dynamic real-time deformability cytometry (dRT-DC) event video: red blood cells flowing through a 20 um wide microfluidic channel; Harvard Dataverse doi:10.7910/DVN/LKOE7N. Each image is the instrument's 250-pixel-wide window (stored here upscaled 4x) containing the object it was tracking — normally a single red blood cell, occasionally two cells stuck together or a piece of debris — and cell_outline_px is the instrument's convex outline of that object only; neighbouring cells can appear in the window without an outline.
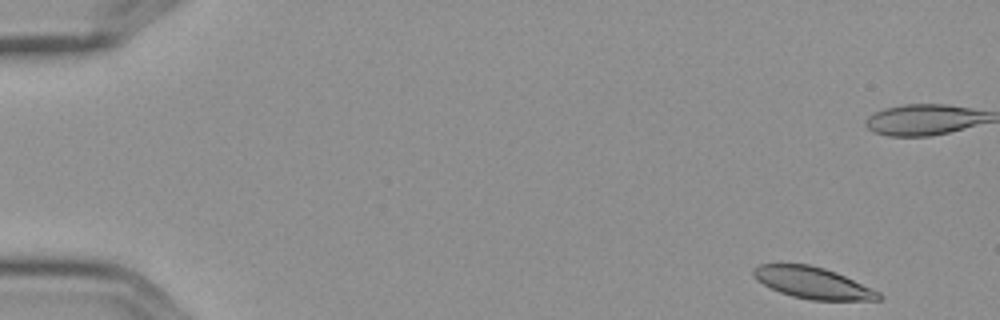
{"species": "Egyptian fruit bat (a non-hibernating species)", "species_latin": "Rousettus aegyptiacus", "temperature_condition": "cold", "stored_images_in_passage": 8, "camera_frame_rate_fps": 3000, "um_per_image_px": 0.085, "frame": {"image": 1, "passage_image": 1, "time_ms": 0.0, "image_size_px": [1000, 320], "cell_outline_px": [[884, 296], [880, 300], [812, 300], [792, 296], [780, 292], [756, 280], [752, 272], [752, 268], [760, 264], [808, 264], [824, 268], [836, 272], [872, 288], [880, 292]], "centroid_in_image_um": [69.1, 24.04], "position_along_channel_um": 15.9, "area_um2": 22.95}}
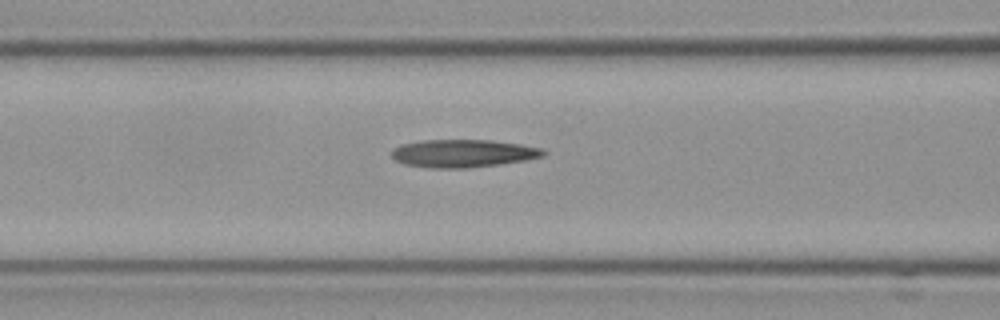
{"frame": {"image": 2, "passage_image": 8, "time_ms": 2.333, "image_size_px": [1000, 320], "cell_outline_px": [[548, 152], [544, 156], [524, 160], [500, 164], [464, 168], [432, 168], [404, 164], [396, 160], [388, 152], [392, 148], [400, 144], [420, 140], [492, 140], [520, 144], [544, 148]], "centroid_in_image_um": [39.34, 13.03], "position_along_channel_um": 127.3, "area_um2": 24.85}}